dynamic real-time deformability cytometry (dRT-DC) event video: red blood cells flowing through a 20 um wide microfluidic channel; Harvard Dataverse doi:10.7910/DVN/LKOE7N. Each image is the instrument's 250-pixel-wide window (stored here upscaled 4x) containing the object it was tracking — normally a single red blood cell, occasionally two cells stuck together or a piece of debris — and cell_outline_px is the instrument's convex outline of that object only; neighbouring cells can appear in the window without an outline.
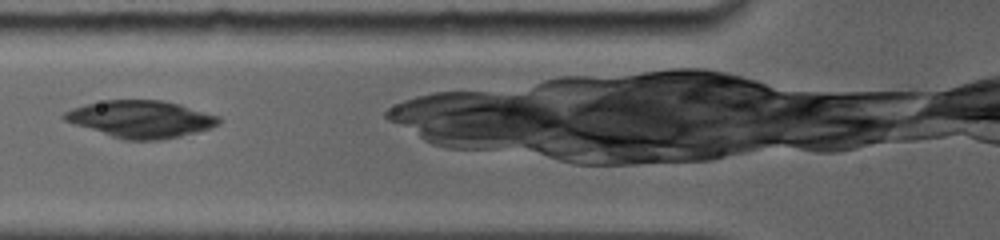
{"species": "common noctule bat (a hibernating species)", "species_latin": "Nyctalus noctula", "temperature_condition": "room temperature", "stored_images_in_passage": 6, "camera_frame_rate_fps": 5000, "um_per_image_px": 0.085, "animal": {"sex": "female", "body_mass_g": 19.0, "forearm_length_mm": 56.7}, "frame": {"image": 1, "passage_image": 2, "time_ms": 1.0, "image_size_px": [1000, 240], "cell_outline_px": [[224, 120], [220, 124], [212, 128], [180, 136], [160, 140], [124, 140], [64, 120], [60, 116], [64, 112], [72, 108], [104, 100], [160, 100], [180, 104], [220, 116]], "centroid_in_image_um": [12.04, 10.12], "position_along_channel_um": 113.8, "area_um2": 33.35}}